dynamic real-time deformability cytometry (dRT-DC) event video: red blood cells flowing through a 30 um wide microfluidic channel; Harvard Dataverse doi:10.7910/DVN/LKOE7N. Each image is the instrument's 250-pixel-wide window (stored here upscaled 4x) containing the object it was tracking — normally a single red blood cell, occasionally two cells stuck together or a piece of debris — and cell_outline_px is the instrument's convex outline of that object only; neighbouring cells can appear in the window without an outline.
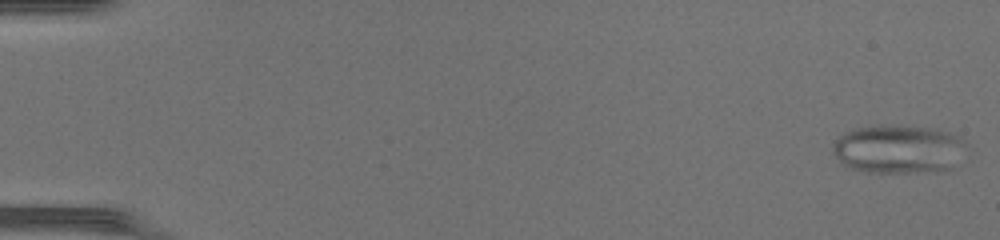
{"species": "common noctule bat (a hibernating species)", "species_latin": "Nyctalus noctula", "temperature_condition": "warm", "stored_images_in_passage": 48, "camera_frame_rate_fps": 3000, "um_per_image_px": 0.085, "animal": {"sex": "female", "body_mass_g": 17.0, "forearm_length_mm": 48.0}, "frame": {"image": 1, "passage_image": 1, "time_ms": 0.0, "image_size_px": [1000, 240], "cell_outline_px": [[968, 144], [948, 168], [908, 172], [868, 172], [844, 168], [832, 152], [832, 144], [844, 132], [856, 128], [876, 124], [880, 124], [936, 128], [960, 136]], "centroid_in_image_um": [76.26, 12.64], "position_along_channel_um": 8.7, "area_um2": 37.74}}
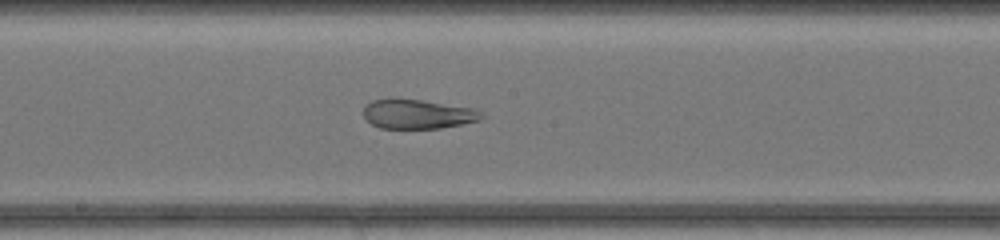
{"frame": {"image": 2, "passage_image": 27, "time_ms": 8.667, "image_size_px": [1000, 240], "cell_outline_px": [[484, 116], [480, 120], [440, 128], [380, 128], [364, 120], [364, 104], [372, 100], [388, 96], [420, 100], [476, 108]], "centroid_in_image_um": [35.43, 9.66], "position_along_channel_um": 212.8, "area_um2": 20.63}}
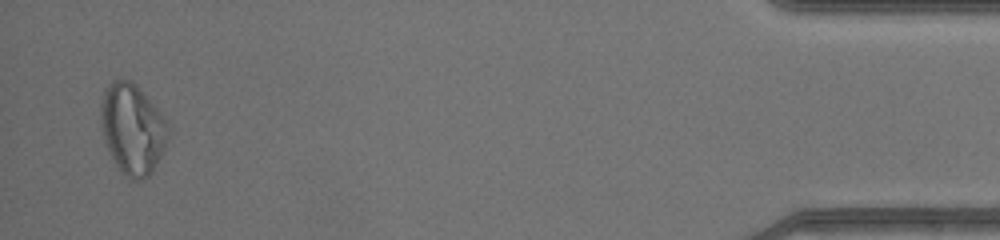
{"frame": {"image": 3, "passage_image": 47, "time_ms": 15.333, "image_size_px": [1000, 240], "cell_outline_px": [[168, 140], [152, 172], [144, 180], [128, 180], [120, 172], [108, 148], [104, 136], [100, 120], [100, 104], [104, 88], [112, 80], [120, 76], [132, 80], [136, 84], [168, 120]], "centroid_in_image_um": [11.25, 10.92], "position_along_channel_um": 423.9, "area_um2": 36.01}}